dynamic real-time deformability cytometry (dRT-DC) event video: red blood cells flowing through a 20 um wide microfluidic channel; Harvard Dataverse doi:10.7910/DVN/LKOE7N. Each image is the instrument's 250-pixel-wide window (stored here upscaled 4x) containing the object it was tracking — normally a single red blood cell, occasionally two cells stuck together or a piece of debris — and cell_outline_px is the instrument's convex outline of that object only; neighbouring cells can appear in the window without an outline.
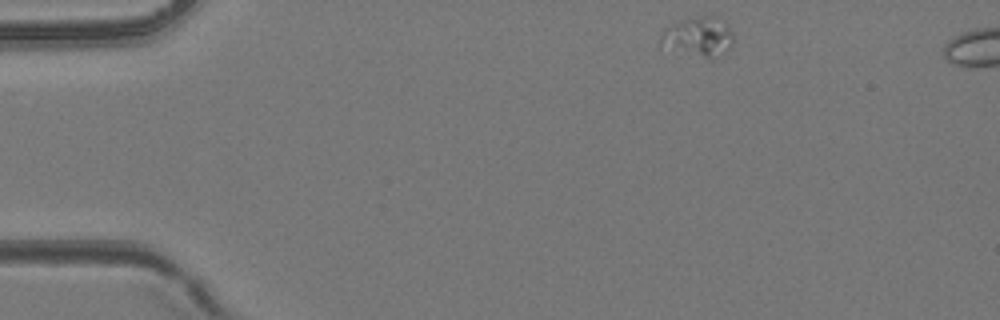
{"species": "common noctule bat (a hibernating species)", "species_latin": "Nyctalus noctula", "temperature_condition": "room temperature", "stored_images_in_passage": 37, "segment_of_instrument_passage": [1, 2], "camera_frame_rate_fps": 3000, "um_per_image_px": 0.085, "animal": {"sex": "female", "body_mass_g": 24.6, "forearm_length_mm": 56.2}, "frame": {"image": 1, "passage_image": 1, "time_ms": 0.0, "image_size_px": [1000, 320], "cell_outline_px": [[732, 48], [712, 60], [708, 60], [656, 44], [660, 36], [672, 24], [680, 20], [700, 16], [716, 16], [728, 24], [732, 32]], "centroid_in_image_um": [59.39, 3.15], "position_along_channel_um": 25.6, "area_um2": 17.05}}
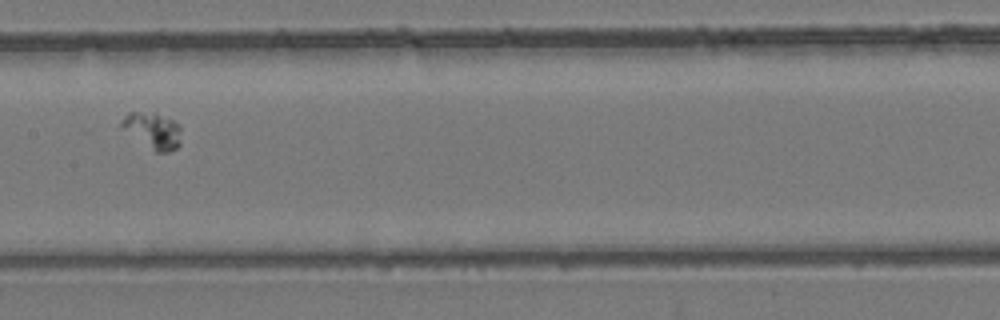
{"frame": {"image": 2, "passage_image": 17, "time_ms": 5.333, "image_size_px": [1000, 320], "cell_outline_px": [[180, 144], [176, 148], [168, 152], [156, 152], [120, 128], [120, 120], [128, 112], [156, 112], [180, 124]], "centroid_in_image_um": [12.97, 11.07], "position_along_channel_um": 194.4, "area_um2": 12.66}}
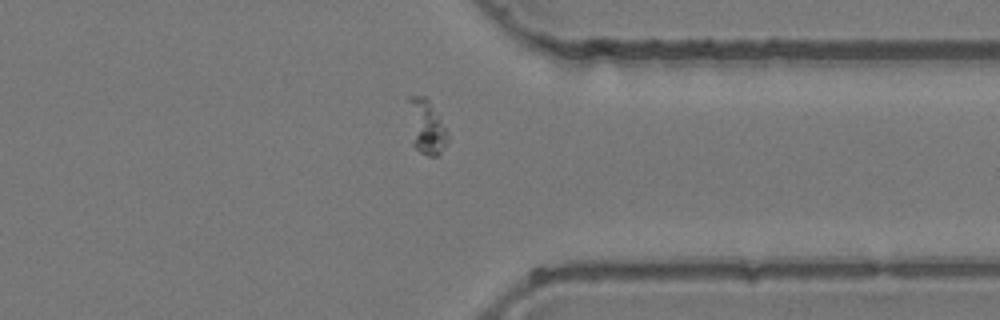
{"frame": {"image": 3, "passage_image": 29, "time_ms": 9.333, "image_size_px": [1000, 320], "cell_outline_px": [[448, 144], [436, 156], [428, 156], [420, 152], [412, 144], [408, 100], [408, 96], [424, 96], [428, 100], [440, 116], [448, 132]], "centroid_in_image_um": [36.26, 10.79], "position_along_channel_um": 375.1, "area_um2": 12.54}}